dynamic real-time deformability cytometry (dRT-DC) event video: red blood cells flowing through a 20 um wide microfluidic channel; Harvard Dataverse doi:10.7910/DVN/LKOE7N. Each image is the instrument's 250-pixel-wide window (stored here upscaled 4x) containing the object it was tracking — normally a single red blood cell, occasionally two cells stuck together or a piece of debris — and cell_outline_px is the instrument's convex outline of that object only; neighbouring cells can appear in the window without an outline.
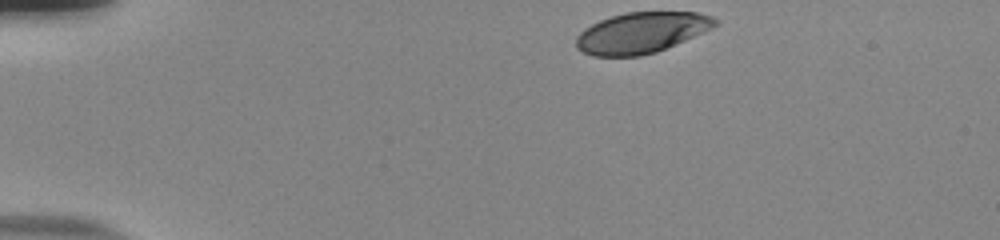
{"species": "human", "species_latin": "Homo sapiens", "temperature_condition": "room temperature", "stored_images_in_passage": 37, "camera_frame_rate_fps": 3000, "um_per_image_px": 0.085, "donor": {"sex": "male"}, "frame": {"image": 1, "passage_image": 1, "time_ms": 0.0, "image_size_px": [1000, 240], "cell_outline_px": [[720, 24], [704, 32], [656, 52], [640, 56], [592, 56], [576, 48], [576, 36], [584, 28], [600, 20], [624, 12], [700, 12], [712, 16], [720, 20]], "centroid_in_image_um": [54.54, 2.77], "position_along_channel_um": 30.5, "area_um2": 33.23}}
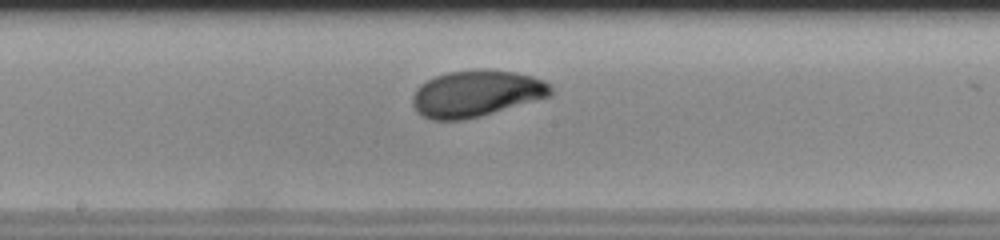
{"frame": {"image": 2, "passage_image": 21, "time_ms": 6.667, "image_size_px": [1000, 240], "cell_outline_px": [[552, 96], [480, 116], [464, 120], [432, 120], [416, 112], [412, 104], [412, 96], [416, 88], [420, 84], [436, 76], [448, 72], [484, 68], [516, 72], [532, 76], [544, 80], [552, 88]], "centroid_in_image_um": [40.48, 7.94], "position_along_channel_um": 207.7, "area_um2": 37.69}}
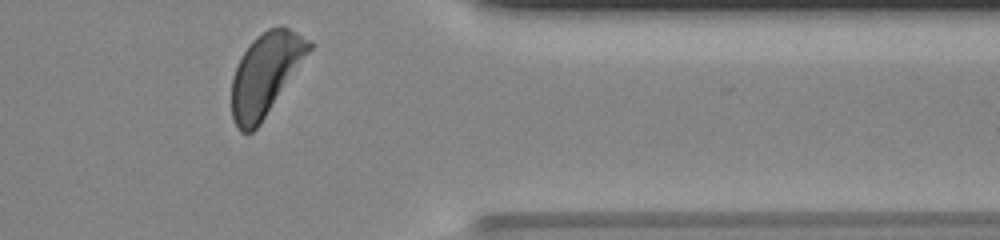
{"frame": {"image": 3, "passage_image": 36, "time_ms": 11.667, "image_size_px": [1000, 240], "cell_outline_px": [[312, 48], [260, 124], [252, 132], [240, 132], [232, 120], [232, 76], [244, 52], [252, 40], [256, 36], [268, 28], [288, 28], [312, 40]], "centroid_in_image_um": [22.56, 6.31], "position_along_channel_um": 388.8, "area_um2": 36.41}, "authors_computed_cell_mechanics": {"area_um2": 36.3562, "velocity_mm_per_s": 3.8297, "shape_relaxation_time_tau1_ms": 3.2557, "shape_relaxation_time_tau2_ms": null, "deformation_change_tau1": 0.1463, "deformation_change_tau2": null}}